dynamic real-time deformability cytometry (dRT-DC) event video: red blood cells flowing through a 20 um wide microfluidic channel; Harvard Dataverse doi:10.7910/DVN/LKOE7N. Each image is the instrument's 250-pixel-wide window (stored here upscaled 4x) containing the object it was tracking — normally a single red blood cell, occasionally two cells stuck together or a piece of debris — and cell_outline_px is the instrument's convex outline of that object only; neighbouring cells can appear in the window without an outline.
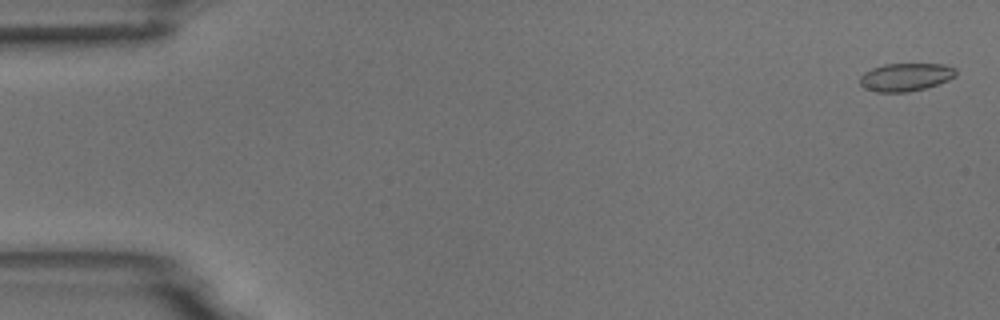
{"species": "common noctule bat (a hibernating species)", "species_latin": "Nyctalus noctula", "temperature_condition": "room temperature", "stored_images_in_passage": 5, "camera_frame_rate_fps": 3000, "um_per_image_px": 0.085, "animal": {"sex": "male", "body_mass_g": 18.8}, "frame": {"image": 1, "passage_image": 1, "time_ms": 0.0, "image_size_px": [1000, 320], "cell_outline_px": [[956, 76], [948, 80], [924, 88], [908, 92], [876, 92], [864, 88], [860, 84], [860, 76], [864, 72], [872, 68], [884, 64], [944, 64], [956, 68]], "centroid_in_image_um": [76.97, 6.55], "position_along_channel_um": 8.0, "area_um2": 15.66}}
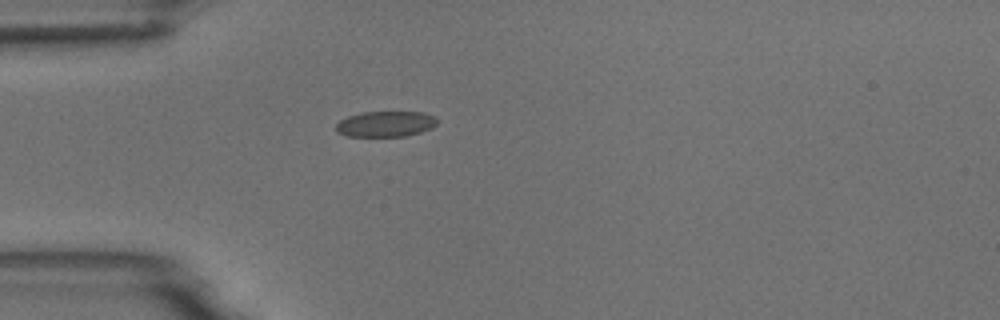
{"frame": {"image": 2, "passage_image": 5, "time_ms": 4.667, "image_size_px": [1000, 320], "cell_outline_px": [[436, 124], [432, 128], [408, 136], [348, 136], [336, 132], [336, 124], [340, 120], [348, 116], [360, 112], [424, 112], [436, 116]], "centroid_in_image_um": [32.78, 10.53], "position_along_channel_um": 52.2, "area_um2": 15.2}}